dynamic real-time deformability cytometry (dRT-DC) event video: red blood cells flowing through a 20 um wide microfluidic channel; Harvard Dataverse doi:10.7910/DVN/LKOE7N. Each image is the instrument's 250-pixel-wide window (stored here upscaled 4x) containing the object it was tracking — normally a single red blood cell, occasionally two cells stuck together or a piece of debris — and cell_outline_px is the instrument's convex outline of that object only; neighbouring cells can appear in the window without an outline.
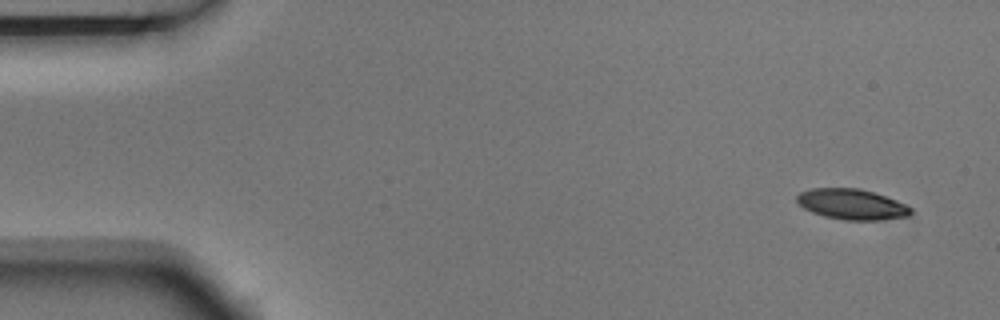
{"species": "Egyptian fruit bat (a non-hibernating species)", "species_latin": "Rousettus aegyptiacus", "temperature_condition": "room temperature", "stored_images_in_passage": 3, "camera_frame_rate_fps": 3000, "um_per_image_px": 0.085, "animal": {"sex": "male"}, "frame": {"image": 1, "passage_image": 1, "time_ms": 0.0, "image_size_px": [1000, 320], "cell_outline_px": [[912, 212], [908, 216], [876, 220], [844, 220], [824, 216], [812, 212], [804, 208], [796, 200], [796, 196], [800, 192], [812, 188], [860, 188], [896, 200], [912, 208]], "centroid_in_image_um": [72.38, 17.36], "position_along_channel_um": 12.6, "area_um2": 20.11}}